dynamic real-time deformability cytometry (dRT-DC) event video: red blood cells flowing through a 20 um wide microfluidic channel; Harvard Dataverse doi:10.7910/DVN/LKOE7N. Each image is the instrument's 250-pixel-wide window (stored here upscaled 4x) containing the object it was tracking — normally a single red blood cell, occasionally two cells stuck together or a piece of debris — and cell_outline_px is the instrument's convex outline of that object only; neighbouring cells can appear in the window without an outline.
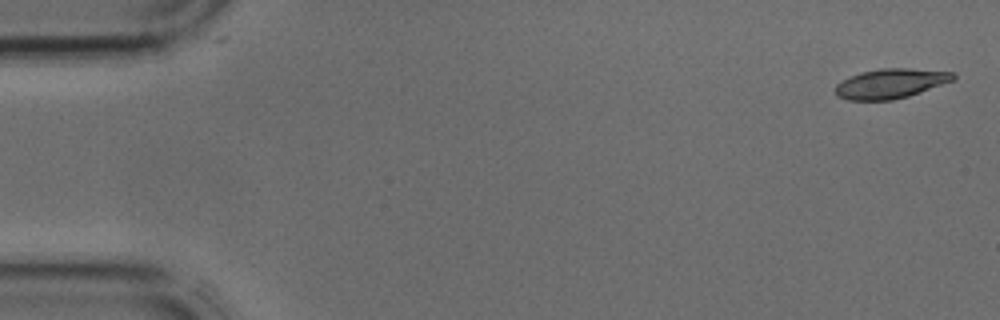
{"species": "common noctule bat (a hibernating species)", "species_latin": "Nyctalus noctula", "temperature_condition": "cold", "stored_images_in_passage": 41, "camera_frame_rate_fps": 3000, "um_per_image_px": 0.085, "animal": {"sex": "male", "body_mass_g": 17.9, "forearm_length_mm": 54.2}, "frame": {"image": 1, "passage_image": 1, "time_ms": 0.0, "image_size_px": [1000, 320], "cell_outline_px": [[956, 80], [908, 96], [892, 100], [848, 100], [836, 96], [836, 84], [860, 72], [880, 68], [908, 68], [956, 72]], "centroid_in_image_um": [75.75, 7.09], "position_along_channel_um": 9.2, "area_um2": 20.46}}
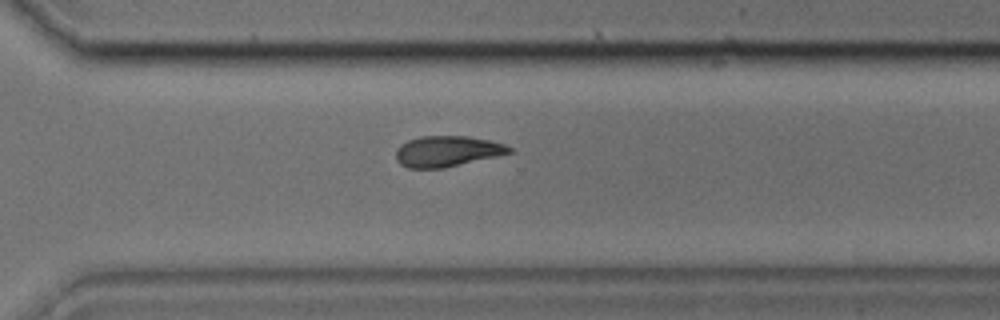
{"frame": {"image": 2, "passage_image": 29, "time_ms": 9.333, "image_size_px": [1000, 320], "cell_outline_px": [[512, 152], [496, 156], [444, 168], [408, 168], [400, 164], [396, 160], [396, 148], [400, 144], [408, 140], [420, 136], [468, 136], [488, 140], [504, 144], [512, 148]], "centroid_in_image_um": [37.96, 12.85], "position_along_channel_um": 332.6, "area_um2": 20.29}}
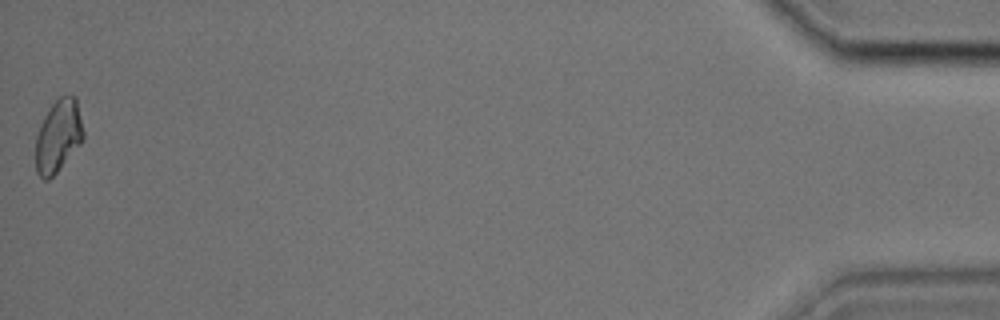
{"frame": {"image": 3, "passage_image": 41, "time_ms": 13.333, "image_size_px": [1000, 320], "cell_outline_px": [[84, 136], [80, 144], [56, 172], [48, 180], [44, 180], [36, 172], [36, 136], [40, 124], [44, 116], [52, 104], [60, 96], [76, 96], [84, 132]], "centroid_in_image_um": [4.95, 11.55], "position_along_channel_um": 430.3, "area_um2": 19.94}}